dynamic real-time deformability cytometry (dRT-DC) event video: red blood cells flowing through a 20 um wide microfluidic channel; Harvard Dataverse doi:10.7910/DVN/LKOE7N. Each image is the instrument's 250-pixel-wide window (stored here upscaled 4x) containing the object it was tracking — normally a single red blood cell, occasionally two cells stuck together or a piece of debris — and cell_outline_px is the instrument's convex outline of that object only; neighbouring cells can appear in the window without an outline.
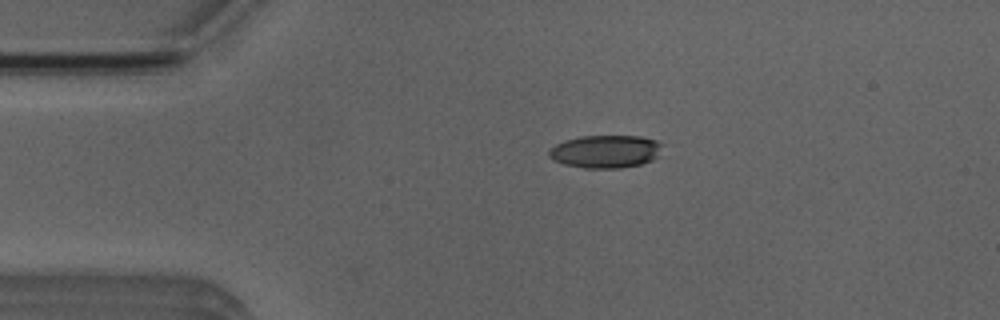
{"species": "Egyptian fruit bat (a non-hibernating species)", "species_latin": "Rousettus aegyptiacus", "temperature_condition": "room temperature", "stored_images_in_passage": 44, "camera_frame_rate_fps": 3000, "um_per_image_px": 0.085, "animal": {"sex": "male"}, "frame": {"image": 1, "passage_image": 3, "time_ms": 0.667, "image_size_px": [1000, 320], "cell_outline_px": [[664, 144], [656, 156], [652, 160], [640, 164], [620, 168], [584, 168], [564, 164], [552, 160], [548, 156], [548, 152], [556, 144], [564, 140], [580, 136], [640, 136], [656, 140]], "centroid_in_image_um": [51.45, 12.87], "position_along_channel_um": 33.5, "area_um2": 21.73}}
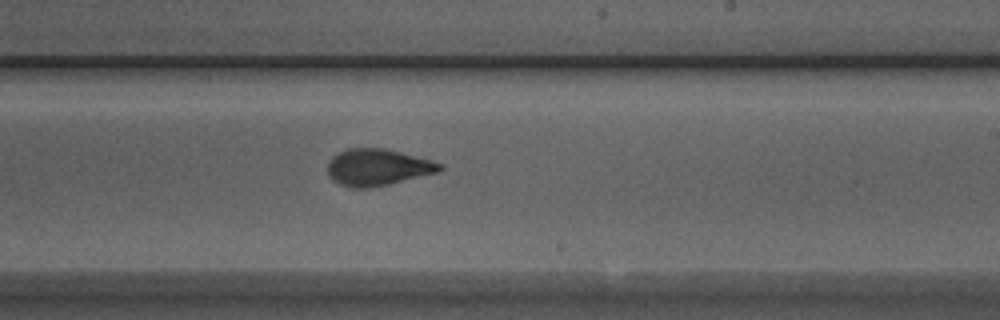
{"frame": {"image": 2, "passage_image": 23, "time_ms": 7.333, "image_size_px": [1000, 320], "cell_outline_px": [[444, 168], [440, 172], [388, 184], [368, 188], [352, 188], [340, 184], [332, 180], [328, 176], [328, 160], [332, 156], [348, 148], [384, 148], [432, 160], [444, 164]], "centroid_in_image_um": [32.11, 14.22], "position_along_channel_um": 256.9, "area_um2": 24.1}}
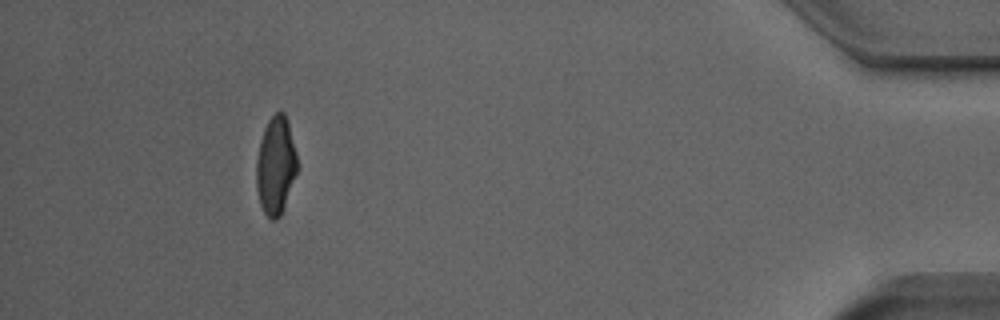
{"frame": {"image": 3, "passage_image": 40, "time_ms": 13.0, "image_size_px": [1000, 320], "cell_outline_px": [[300, 168], [284, 208], [280, 216], [276, 220], [272, 220], [264, 212], [260, 204], [256, 188], [256, 160], [260, 140], [264, 128], [268, 120], [276, 112], [284, 112], [288, 120]], "centroid_in_image_um": [23.46, 14.08], "position_along_channel_um": 411.7, "area_um2": 23.87}, "authors_computed_cell_mechanics": {"area_um2": 23.9581, "velocity_mm_per_s": 3.9263, "shape_relaxation_time_tau1_ms": 4.9001, "shape_relaxation_time_tau2_ms": 1.1971, "deformation_change_tau1": 0.1783, "deformation_change_tau2": 0.0867}}